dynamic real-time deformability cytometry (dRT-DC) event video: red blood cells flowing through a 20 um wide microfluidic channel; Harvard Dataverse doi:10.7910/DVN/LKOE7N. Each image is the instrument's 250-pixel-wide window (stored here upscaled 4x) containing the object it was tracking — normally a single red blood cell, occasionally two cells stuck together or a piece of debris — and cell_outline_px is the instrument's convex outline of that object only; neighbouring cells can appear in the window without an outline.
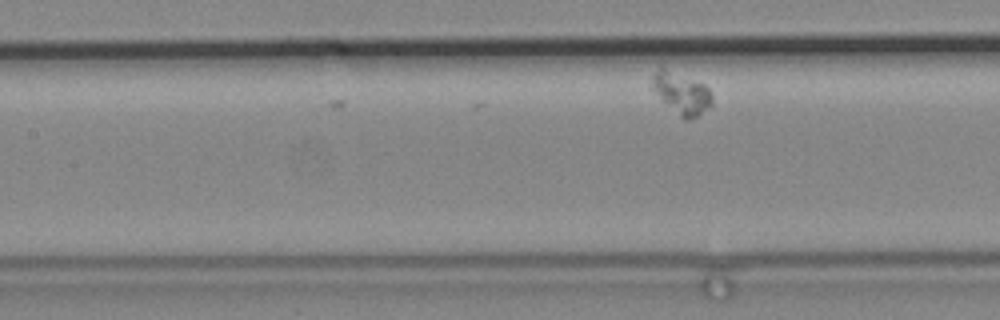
{"species": "common noctule bat (a hibernating species)", "species_latin": "Nyctalus noctula", "temperature_condition": "cold", "stored_images_in_passage": 8, "segment_of_instrument_passage": [2, 2], "camera_frame_rate_fps": 3000, "um_per_image_px": 0.085, "animal": {"sex": "male", "body_mass_g": 19.2, "forearm_length_mm": 51.8}, "frame": {"image": 1, "passage_image": 8, "time_ms": 2.333, "image_size_px": [1000, 320], "cell_outline_px": [[712, 108], [688, 120], [684, 120], [648, 84], [652, 76], [660, 68], [704, 84], [712, 92]], "centroid_in_image_um": [57.97, 7.96], "position_along_channel_um": 149.4, "area_um2": 14.05}}